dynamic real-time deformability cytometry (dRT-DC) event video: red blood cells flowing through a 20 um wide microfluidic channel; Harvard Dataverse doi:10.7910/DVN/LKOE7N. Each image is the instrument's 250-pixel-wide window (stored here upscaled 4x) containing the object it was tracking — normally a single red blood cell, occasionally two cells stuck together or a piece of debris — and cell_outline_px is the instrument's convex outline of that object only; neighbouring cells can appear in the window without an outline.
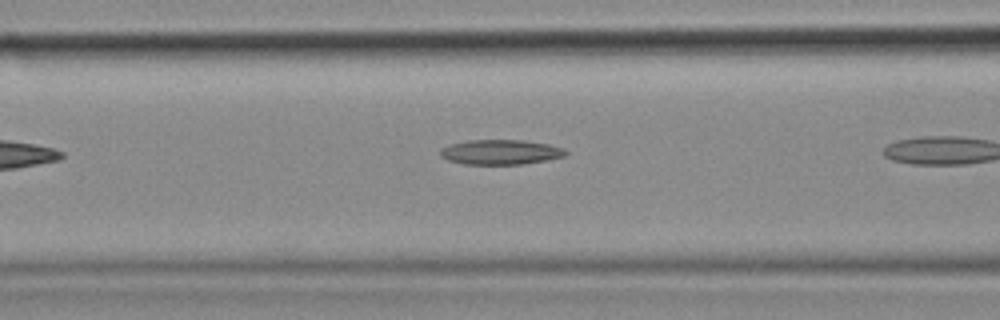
{"species": "common noctule bat (a hibernating species)", "species_latin": "Nyctalus noctula", "temperature_condition": "cold", "stored_images_in_passage": 6, "camera_frame_rate_fps": 3000, "um_per_image_px": 0.085, "animal": {"sex": "female", "body_mass_g": 18.4}, "frame": {"image": 1, "passage_image": 5, "time_ms": 1.333, "image_size_px": [1000, 320], "cell_outline_px": [[568, 152], [564, 156], [544, 160], [520, 164], [464, 164], [448, 160], [440, 156], [440, 148], [448, 144], [468, 140], [524, 140], [548, 144], [564, 148]], "centroid_in_image_um": [42.5, 12.92], "position_along_channel_um": 124.1, "area_um2": 18.15}}